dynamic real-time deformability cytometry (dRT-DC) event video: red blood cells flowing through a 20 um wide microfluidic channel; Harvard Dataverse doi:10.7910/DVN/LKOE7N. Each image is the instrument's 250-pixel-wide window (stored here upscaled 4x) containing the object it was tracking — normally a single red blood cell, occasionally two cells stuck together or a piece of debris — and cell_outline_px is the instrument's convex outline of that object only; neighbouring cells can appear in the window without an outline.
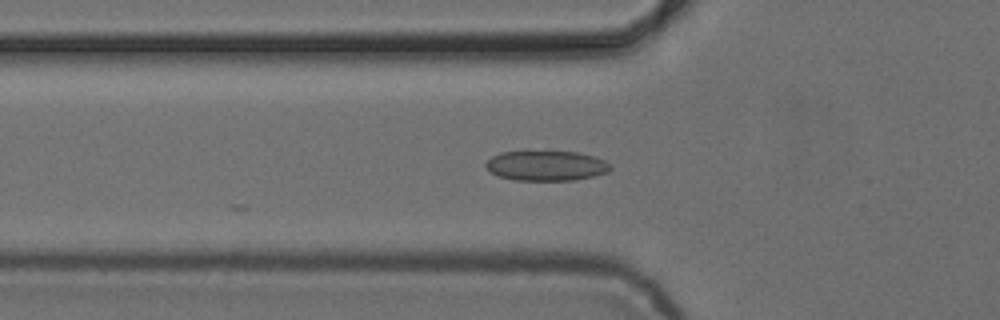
{"species": "common noctule bat (a hibernating species)", "species_latin": "Nyctalus noctula", "temperature_condition": "cold", "stored_images_in_passage": 9, "camera_frame_rate_fps": 3000, "um_per_image_px": 0.085, "animal": {"sex": "female", "body_mass_g": 24.6, "forearm_length_mm": 56.2}, "frame": {"image": 1, "passage_image": 3, "time_ms": 0.667, "image_size_px": [1000, 320], "cell_outline_px": [[612, 168], [608, 172], [592, 176], [572, 180], [516, 180], [500, 176], [492, 172], [484, 164], [492, 156], [500, 152], [524, 148], [528, 148], [576, 152], [592, 156], [604, 160], [612, 164]], "centroid_in_image_um": [46.4, 14.02], "position_along_channel_um": 79.4, "area_um2": 22.6}}
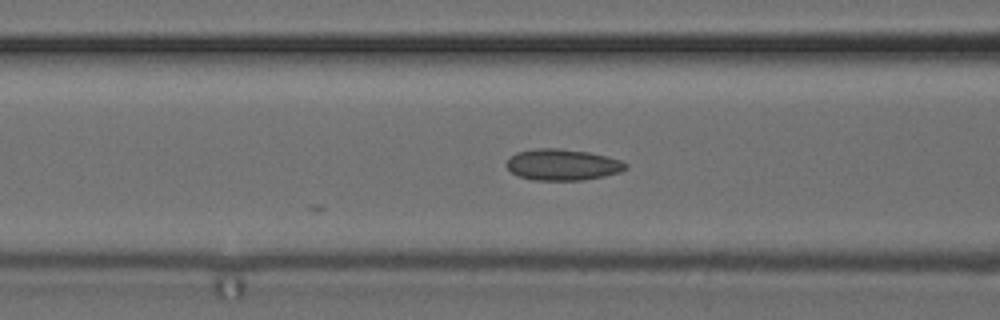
{"frame": {"image": 2, "passage_image": 6, "time_ms": 1.667, "image_size_px": [1000, 320], "cell_outline_px": [[628, 168], [620, 172], [604, 176], [580, 180], [532, 180], [520, 176], [512, 172], [504, 164], [516, 152], [536, 148], [560, 148], [588, 152], [608, 156], [620, 160], [628, 164]], "centroid_in_image_um": [47.83, 13.99], "position_along_channel_um": 118.8, "area_um2": 21.73}}
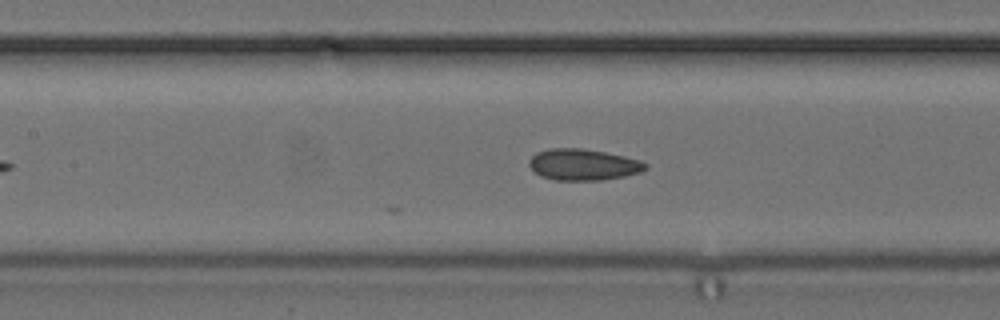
{"frame": {"image": 3, "passage_image": 9, "time_ms": 2.667, "image_size_px": [1000, 320], "cell_outline_px": [[648, 168], [640, 172], [624, 176], [604, 180], [556, 180], [540, 176], [528, 164], [532, 156], [536, 152], [548, 148], [580, 148], [604, 152], [624, 156], [640, 160], [648, 164]], "centroid_in_image_um": [49.58, 13.99], "position_along_channel_um": 157.8, "area_um2": 21.21}}